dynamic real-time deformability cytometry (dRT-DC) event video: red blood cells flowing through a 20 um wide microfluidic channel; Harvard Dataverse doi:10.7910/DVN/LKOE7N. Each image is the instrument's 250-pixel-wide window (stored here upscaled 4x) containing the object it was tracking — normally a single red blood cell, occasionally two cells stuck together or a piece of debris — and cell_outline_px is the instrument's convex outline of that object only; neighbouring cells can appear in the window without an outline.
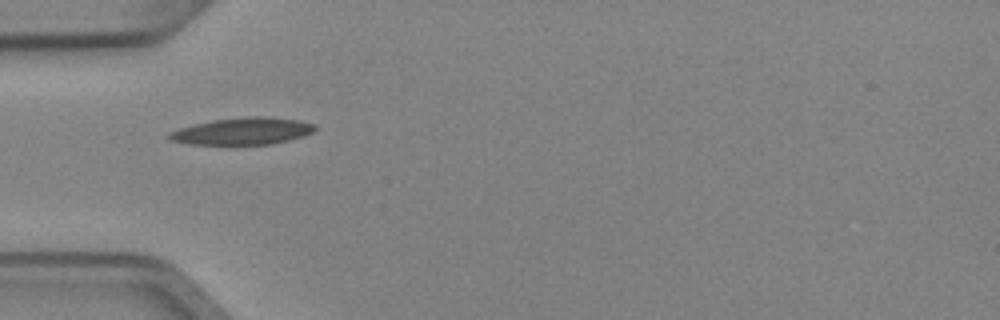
{"species": "Egyptian fruit bat (a non-hibernating species)", "species_latin": "Rousettus aegyptiacus", "temperature_condition": "cold", "stored_images_in_passage": 4, "camera_frame_rate_fps": 3000, "um_per_image_px": 0.085, "animal": {"sex": "female"}, "frame": {"image": 1, "passage_image": 1, "time_ms": 0.0, "image_size_px": [1000, 320], "cell_outline_px": [[316, 128], [312, 132], [304, 136], [272, 144], [188, 144], [172, 140], [168, 136], [168, 132], [180, 128], [212, 120], [248, 116], [272, 116], [296, 120], [316, 124]], "centroid_in_image_um": [20.65, 11.14], "position_along_channel_um": 64.3, "area_um2": 22.83}}
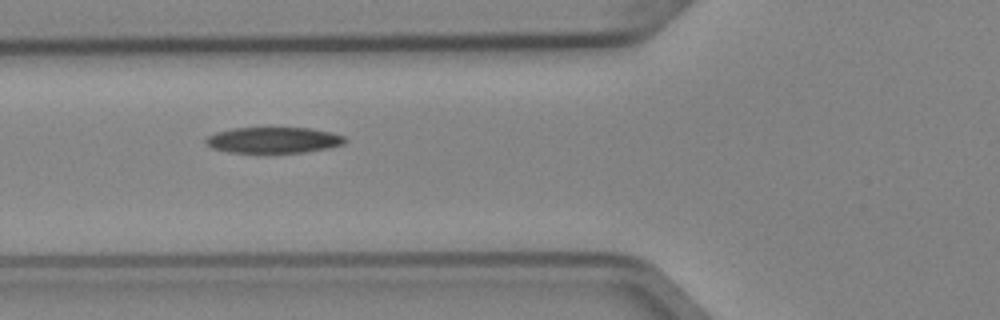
{"frame": {"image": 2, "passage_image": 2, "time_ms": 0.333, "image_size_px": [1000, 320], "cell_outline_px": [[348, 140], [344, 144], [328, 148], [304, 152], [228, 152], [212, 148], [204, 144], [204, 140], [208, 136], [216, 132], [232, 128], [308, 128], [328, 132], [344, 136]], "centroid_in_image_um": [23.21, 11.91], "position_along_channel_um": 102.6, "area_um2": 20.92}}
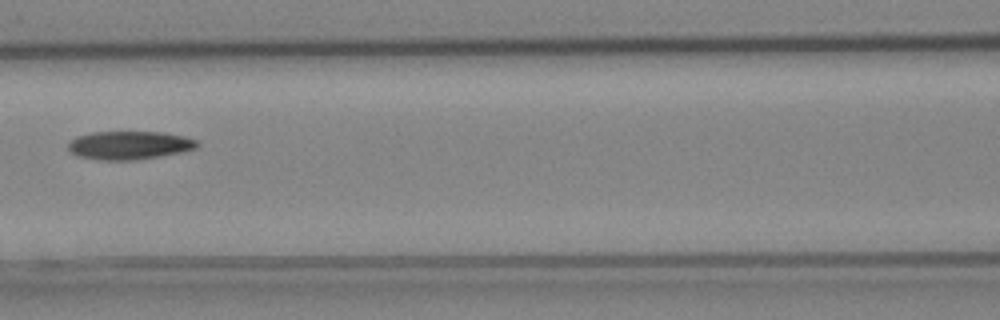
{"frame": {"image": 3, "passage_image": 3, "time_ms": 0.667, "image_size_px": [1000, 320], "cell_outline_px": [[200, 144], [196, 148], [180, 152], [136, 160], [104, 160], [76, 156], [68, 148], [68, 144], [76, 136], [92, 132], [164, 132], [184, 136], [196, 140]], "centroid_in_image_um": [10.99, 12.34], "position_along_channel_um": 155.6, "area_um2": 21.21}}